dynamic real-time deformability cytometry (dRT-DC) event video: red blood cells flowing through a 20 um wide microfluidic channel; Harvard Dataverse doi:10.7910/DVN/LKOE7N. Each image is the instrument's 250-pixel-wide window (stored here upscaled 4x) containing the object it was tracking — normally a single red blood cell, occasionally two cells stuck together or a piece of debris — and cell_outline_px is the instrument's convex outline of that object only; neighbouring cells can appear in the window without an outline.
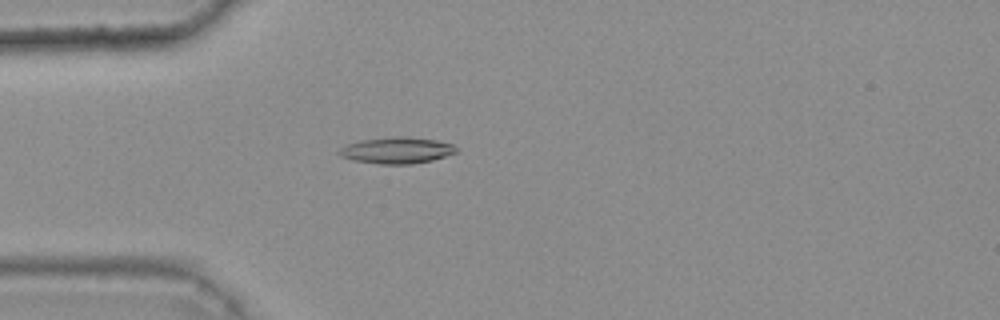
{"species": "common noctule bat (a hibernating species)", "species_latin": "Nyctalus noctula", "temperature_condition": "warm", "stored_images_in_passage": 47, "camera_frame_rate_fps": 3000, "um_per_image_px": 0.085, "animal": {"sex": "female", "body_mass_g": 25.1}, "frame": {"image": 1, "passage_image": 15, "time_ms": 4.667, "image_size_px": [1000, 320], "cell_outline_px": [[456, 152], [432, 160], [412, 164], [380, 164], [352, 160], [340, 156], [336, 152], [340, 148], [348, 144], [360, 140], [396, 136], [404, 136], [436, 140], [452, 144], [456, 148]], "centroid_in_image_um": [33.68, 12.78], "position_along_channel_um": 51.3, "area_um2": 17.92}}
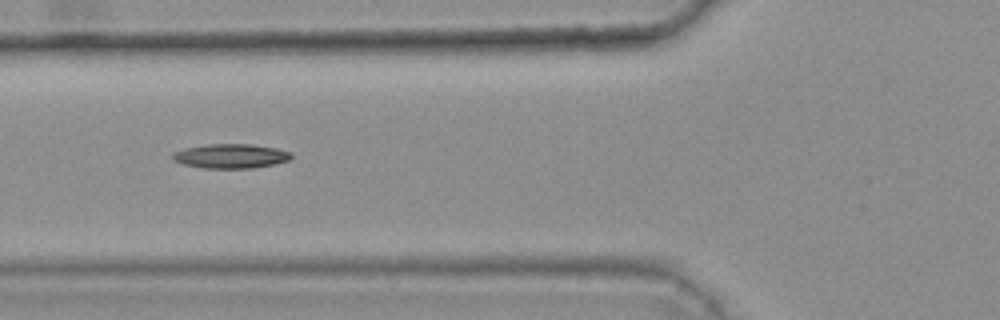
{"frame": {"image": 2, "passage_image": 20, "time_ms": 6.333, "image_size_px": [1000, 320], "cell_outline_px": [[292, 156], [288, 160], [272, 164], [252, 168], [200, 168], [184, 164], [172, 160], [172, 152], [184, 148], [208, 144], [252, 144], [276, 148], [292, 152]], "centroid_in_image_um": [19.57, 13.26], "position_along_channel_um": 106.2, "area_um2": 16.88}}
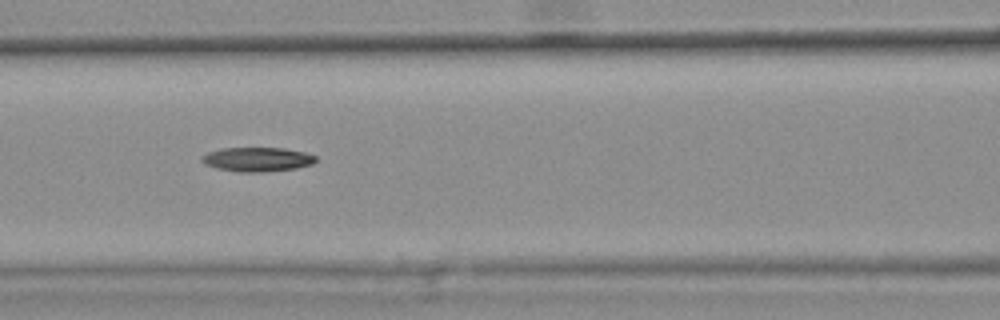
{"frame": {"image": 3, "passage_image": 23, "time_ms": 7.333, "image_size_px": [1000, 320], "cell_outline_px": [[316, 160], [312, 164], [296, 168], [260, 172], [240, 172], [216, 168], [204, 164], [200, 160], [200, 156], [208, 152], [220, 148], [284, 148], [304, 152], [316, 156]], "centroid_in_image_um": [21.82, 13.54], "position_along_channel_um": 144.8, "area_um2": 16.13}, "authors_computed_cell_mechanics": {"area_um2": 16.184, "velocity_mm_per_s": 3.8331, "shape_relaxation_time_tau1_ms": 10.6865, "shape_relaxation_time_tau2_ms": null, "deformation_change_tau1": 0.2185, "deformation_change_tau2": null}}